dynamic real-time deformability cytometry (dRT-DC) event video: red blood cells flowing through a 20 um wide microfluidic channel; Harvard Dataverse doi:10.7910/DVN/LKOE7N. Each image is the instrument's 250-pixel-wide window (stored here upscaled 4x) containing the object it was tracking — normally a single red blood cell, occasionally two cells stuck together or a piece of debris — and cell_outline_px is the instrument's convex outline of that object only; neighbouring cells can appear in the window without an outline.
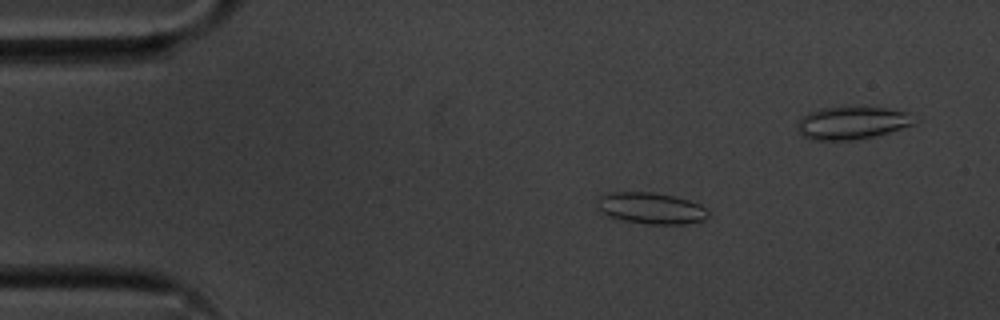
{"species": "common noctule bat (a hibernating species)", "species_latin": "Nyctalus noctula", "temperature_condition": "cold", "stored_images_in_passage": 53, "camera_frame_rate_fps": 3000, "um_per_image_px": 0.085, "animal": {"sex": "male", "body_mass_g": 20.1, "forearm_length_mm": 53.5}, "frame": {"image": 1, "passage_image": 7, "time_ms": 2.0, "image_size_px": [1000, 320], "cell_outline_px": [[708, 216], [704, 220], [684, 224], [648, 224], [624, 220], [608, 216], [600, 212], [596, 200], [596, 196], [608, 192], [652, 192], [672, 196], [688, 200], [700, 204], [708, 212]], "centroid_in_image_um": [55.28, 17.69], "position_along_channel_um": 29.7, "area_um2": 20.35}}
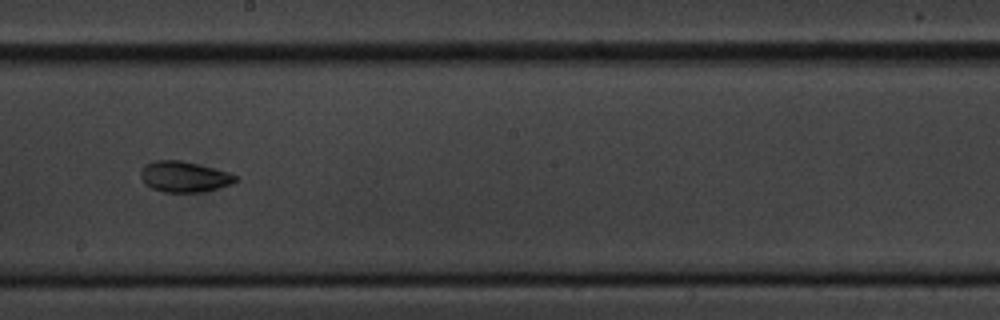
{"frame": {"image": 2, "passage_image": 28, "time_ms": 9.0, "image_size_px": [1000, 320], "cell_outline_px": [[240, 180], [232, 184], [220, 188], [200, 192], [164, 192], [152, 188], [144, 184], [140, 176], [140, 172], [144, 164], [156, 160], [180, 160], [228, 172], [236, 176]], "centroid_in_image_um": [15.64, 15.03], "position_along_channel_um": 232.6, "area_um2": 17.05}}
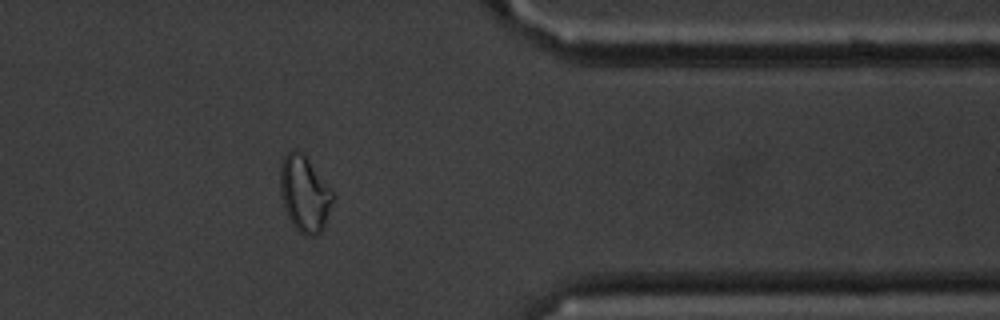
{"frame": {"image": 3, "passage_image": 42, "time_ms": 13.667, "image_size_px": [1000, 320], "cell_outline_px": [[332, 200], [324, 228], [316, 236], [304, 236], [292, 224], [284, 208], [280, 196], [280, 164], [284, 156], [292, 148], [296, 148], [308, 160], [332, 192]], "centroid_in_image_um": [25.83, 16.49], "position_along_channel_um": 385.6, "area_um2": 22.95}, "authors_computed_cell_mechanics": {"area_um2": 19.363, "velocity_mm_per_s": 3.5984, "shape_relaxation_time_tau1_ms": null, "shape_relaxation_time_tau2_ms": 7.1712, "deformation_change_tau1": null, "deformation_change_tau2": 0.1133}}